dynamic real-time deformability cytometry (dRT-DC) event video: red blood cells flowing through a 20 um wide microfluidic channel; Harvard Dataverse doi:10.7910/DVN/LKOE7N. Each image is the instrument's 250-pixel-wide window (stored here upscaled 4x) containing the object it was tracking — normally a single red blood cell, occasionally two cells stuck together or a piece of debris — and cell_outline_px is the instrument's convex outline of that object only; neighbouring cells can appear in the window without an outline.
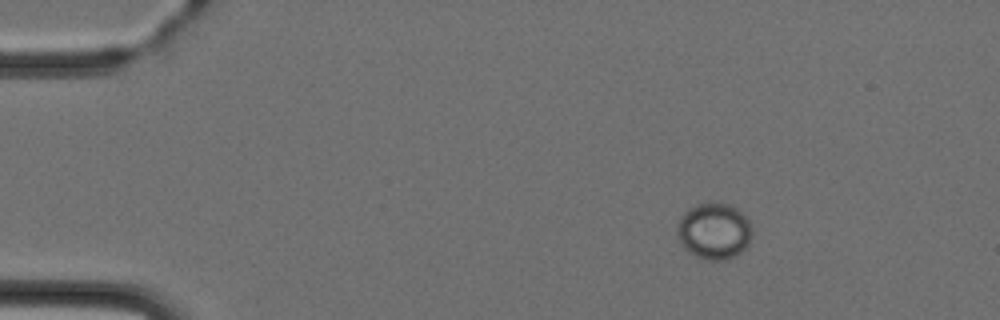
{"species": "Egyptian fruit bat (a non-hibernating species)", "species_latin": "Rousettus aegyptiacus", "temperature_condition": "cold", "stored_images_in_passage": 3, "camera_frame_rate_fps": 3000, "um_per_image_px": 0.085, "animal": {"sex": "female"}, "frame": {"image": 1, "passage_image": 1, "time_ms": 0.0, "image_size_px": [1000, 320], "cell_outline_px": [[752, 236], [748, 244], [740, 252], [724, 260], [708, 260], [696, 256], [688, 252], [680, 244], [676, 232], [676, 228], [684, 212], [688, 208], [696, 204], [728, 204], [736, 208], [748, 216], [752, 228]], "centroid_in_image_um": [60.69, 19.65], "position_along_channel_um": 24.3, "area_um2": 24.62}}
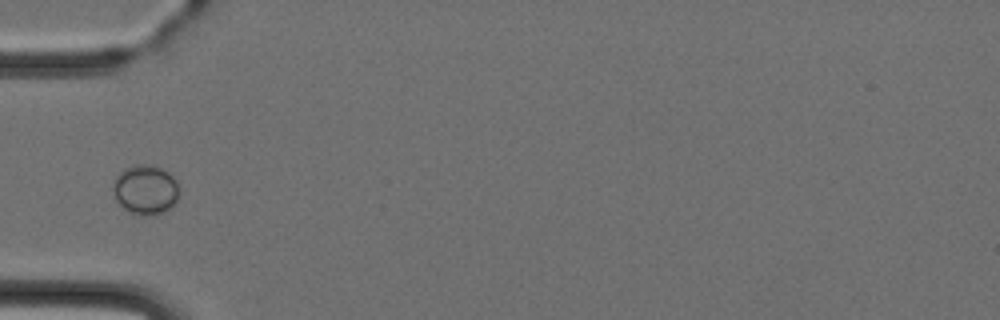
{"frame": {"image": 2, "passage_image": 3, "time_ms": 3.0, "image_size_px": [1000, 320], "cell_outline_px": [[180, 192], [176, 200], [164, 212], [152, 216], [140, 216], [128, 212], [116, 200], [112, 188], [116, 176], [124, 168], [132, 164], [148, 164], [160, 168], [168, 172], [176, 180]], "centroid_in_image_um": [12.35, 16.13], "position_along_channel_um": 72.7, "area_um2": 19.31}}